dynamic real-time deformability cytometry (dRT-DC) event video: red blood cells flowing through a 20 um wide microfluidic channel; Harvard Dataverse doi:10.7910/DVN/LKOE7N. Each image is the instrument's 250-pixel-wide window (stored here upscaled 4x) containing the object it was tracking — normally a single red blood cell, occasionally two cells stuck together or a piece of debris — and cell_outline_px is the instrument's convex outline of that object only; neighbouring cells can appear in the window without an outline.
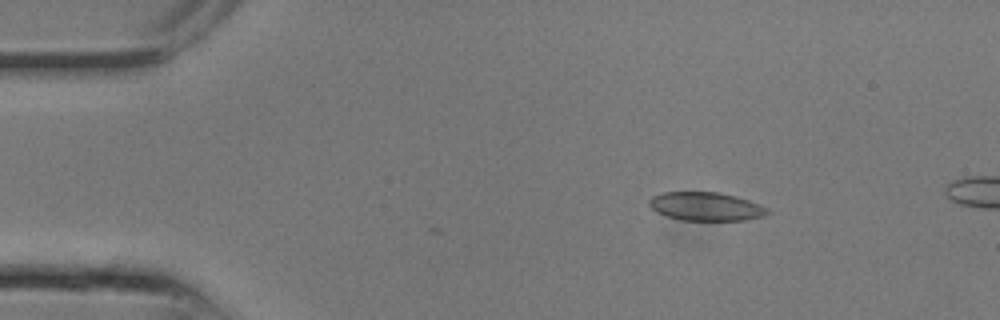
{"species": "common noctule bat (a hibernating species)", "species_latin": "Nyctalus noctula", "temperature_condition": "room temperature", "stored_images_in_passage": 3, "camera_frame_rate_fps": 3000, "um_per_image_px": 0.085, "animal": {"sex": "male", "body_mass_g": 13.3}, "frame": {"image": 1, "passage_image": 1, "time_ms": 0.0, "image_size_px": [1000, 320], "cell_outline_px": [[772, 212], [764, 216], [744, 220], [680, 220], [656, 212], [648, 204], [648, 200], [652, 196], [660, 192], [720, 192], [736, 196], [760, 204], [768, 208]], "centroid_in_image_um": [60.01, 17.54], "position_along_channel_um": 25.0, "area_um2": 19.83}}